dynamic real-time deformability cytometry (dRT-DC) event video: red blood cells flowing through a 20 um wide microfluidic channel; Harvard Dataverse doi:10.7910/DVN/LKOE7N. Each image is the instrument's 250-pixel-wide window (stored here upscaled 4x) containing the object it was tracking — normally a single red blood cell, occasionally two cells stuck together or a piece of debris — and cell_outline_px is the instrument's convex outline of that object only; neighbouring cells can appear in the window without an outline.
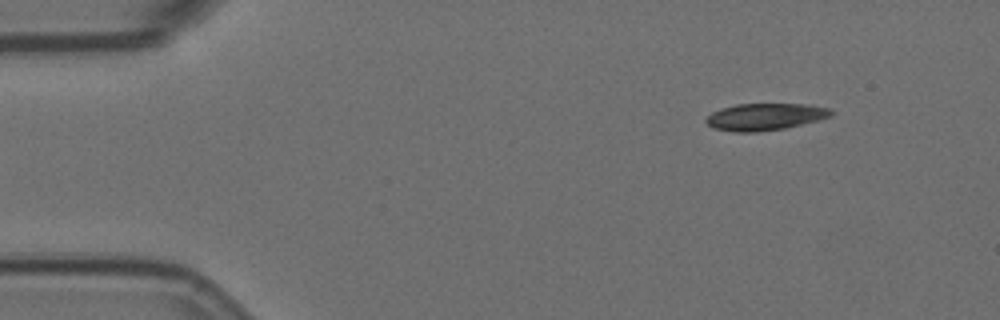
{"species": "Egyptian fruit bat (a non-hibernating species)", "species_latin": "Rousettus aegyptiacus", "temperature_condition": "room temperature", "stored_images_in_passage": 42, "camera_frame_rate_fps": 3000, "um_per_image_px": 0.085, "animal": {"sex": "female"}, "frame": {"image": 1, "passage_image": 1, "time_ms": 0.0, "image_size_px": [1000, 320], "cell_outline_px": [[832, 116], [820, 120], [784, 128], [756, 132], [736, 132], [712, 128], [704, 120], [712, 112], [720, 108], [736, 104], [812, 104], [832, 108]], "centroid_in_image_um": [65.06, 9.92], "position_along_channel_um": 19.9, "area_um2": 19.83}}
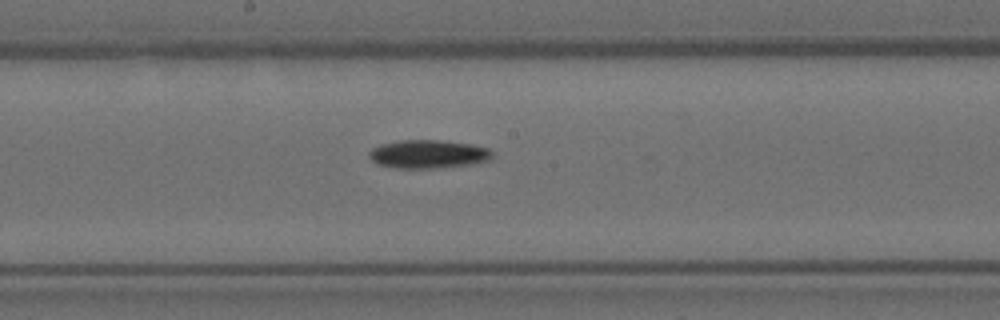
{"frame": {"image": 2, "passage_image": 24, "time_ms": 7.667, "image_size_px": [1000, 320], "cell_outline_px": [[496, 152], [492, 160], [476, 164], [444, 168], [396, 168], [376, 164], [368, 156], [368, 152], [372, 148], [380, 144], [400, 140], [440, 140], [472, 144], [488, 148]], "centroid_in_image_um": [36.46, 13.11], "position_along_channel_um": 211.7, "area_um2": 20.98}}
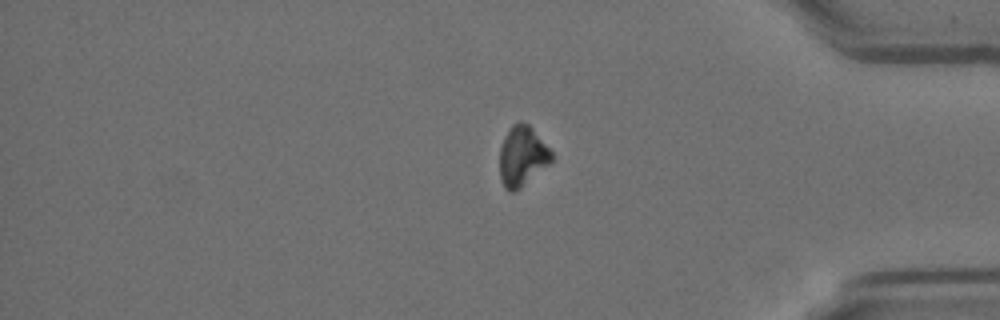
{"frame": {"image": 3, "passage_image": 41, "time_ms": 13.333, "image_size_px": [1000, 320], "cell_outline_px": [[552, 160], [548, 164], [516, 192], [508, 192], [504, 188], [500, 176], [500, 148], [504, 136], [512, 124], [520, 120], [528, 124], [532, 128], [552, 152]], "centroid_in_image_um": [44.36, 13.28], "position_along_channel_um": 390.8, "area_um2": 18.09}}